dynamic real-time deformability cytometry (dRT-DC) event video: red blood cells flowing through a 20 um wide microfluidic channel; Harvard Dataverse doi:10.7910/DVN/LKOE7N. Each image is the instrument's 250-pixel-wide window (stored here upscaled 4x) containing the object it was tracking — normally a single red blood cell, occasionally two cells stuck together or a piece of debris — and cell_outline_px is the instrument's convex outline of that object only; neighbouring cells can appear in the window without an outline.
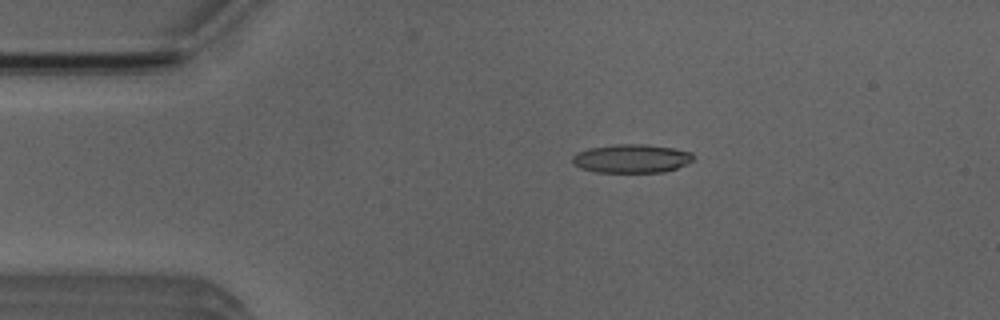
{"species": "Egyptian fruit bat (a non-hibernating species)", "species_latin": "Rousettus aegyptiacus", "temperature_condition": "room temperature", "stored_images_in_passage": 4, "camera_frame_rate_fps": 3000, "um_per_image_px": 0.085, "animal": {"sex": "male"}, "frame": {"image": 1, "passage_image": 3, "time_ms": 2.333, "image_size_px": [1000, 320], "cell_outline_px": [[692, 160], [676, 168], [664, 172], [596, 172], [580, 168], [572, 164], [572, 156], [576, 152], [588, 148], [616, 144], [644, 144], [672, 148], [692, 152]], "centroid_in_image_um": [53.61, 13.47], "position_along_channel_um": 31.4, "area_um2": 20.11}}